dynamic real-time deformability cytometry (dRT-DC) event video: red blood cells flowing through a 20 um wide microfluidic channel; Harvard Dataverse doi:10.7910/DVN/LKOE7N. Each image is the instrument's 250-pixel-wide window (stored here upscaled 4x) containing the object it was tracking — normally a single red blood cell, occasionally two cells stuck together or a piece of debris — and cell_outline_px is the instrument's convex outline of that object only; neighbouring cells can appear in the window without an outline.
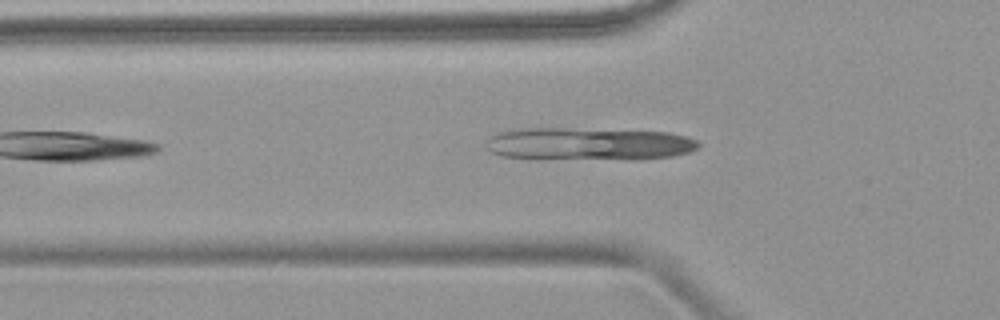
{"species": "common noctule bat (a hibernating species)", "species_latin": "Nyctalus noctula", "temperature_condition": "warm", "stored_images_in_passage": 4, "camera_frame_rate_fps": 3000, "um_per_image_px": 0.085, "animal": {"sex": "female", "body_mass_g": 18.4}, "frame": {"image": 1, "passage_image": 4, "time_ms": 4.667, "image_size_px": [1000, 320], "cell_outline_px": [[700, 148], [688, 152], [672, 156], [640, 160], [536, 160], [500, 156], [492, 152], [484, 144], [488, 136], [496, 132], [520, 128], [568, 128], [668, 132], [684, 136], [696, 140], [700, 144]], "centroid_in_image_um": [49.95, 12.26], "position_along_channel_um": 75.8, "area_um2": 41.91}}